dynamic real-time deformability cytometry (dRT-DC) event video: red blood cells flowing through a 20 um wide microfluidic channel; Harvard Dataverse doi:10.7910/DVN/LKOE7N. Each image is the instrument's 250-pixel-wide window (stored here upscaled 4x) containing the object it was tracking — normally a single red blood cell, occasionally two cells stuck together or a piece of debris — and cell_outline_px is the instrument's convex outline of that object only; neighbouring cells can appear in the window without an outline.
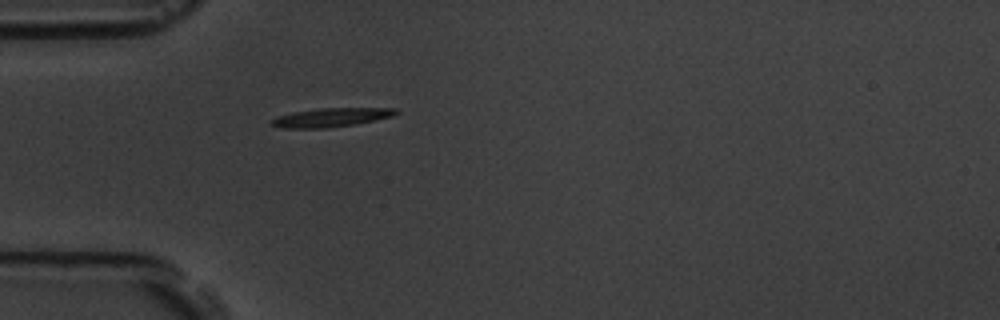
{"species": "common noctule bat (a hibernating species)", "species_latin": "Nyctalus noctula", "temperature_condition": "room temperature", "stored_images_in_passage": 1, "camera_frame_rate_fps": 3000, "um_per_image_px": 0.085, "animal": {"sex": "male", "body_mass_g": 19.5, "forearm_length_mm": 54.6}, "frame": {"image": 1, "passage_image": 1, "time_ms": 0.0, "image_size_px": [1000, 320], "cell_outline_px": [[400, 112], [392, 116], [352, 124], [328, 128], [280, 128], [272, 124], [268, 120], [276, 116], [292, 112], [320, 108], [396, 108]], "centroid_in_image_um": [28.07, 9.97], "position_along_channel_um": 56.9, "area_um2": 13.58}}